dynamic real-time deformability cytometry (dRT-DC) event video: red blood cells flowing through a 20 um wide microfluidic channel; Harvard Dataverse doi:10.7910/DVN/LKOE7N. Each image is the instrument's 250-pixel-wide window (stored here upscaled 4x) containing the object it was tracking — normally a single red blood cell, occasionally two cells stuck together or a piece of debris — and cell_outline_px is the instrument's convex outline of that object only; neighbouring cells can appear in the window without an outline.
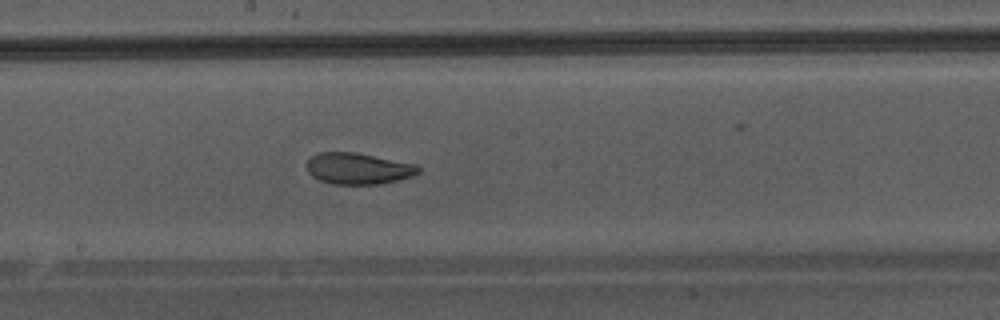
{"species": "Egyptian fruit bat (a non-hibernating species)", "species_latin": "Rousettus aegyptiacus", "temperature_condition": "warm", "stored_images_in_passage": 38, "camera_frame_rate_fps": 3000, "um_per_image_px": 0.085, "animal": {"sex": "male"}, "frame": {"image": 1, "passage_image": 17, "time_ms": 5.333, "image_size_px": [1000, 320], "cell_outline_px": [[420, 172], [412, 176], [380, 184], [332, 184], [320, 180], [312, 176], [308, 172], [308, 160], [312, 156], [320, 152], [356, 152], [416, 164], [420, 168]], "centroid_in_image_um": [30.46, 14.32], "position_along_channel_um": 217.7, "area_um2": 20.29}}